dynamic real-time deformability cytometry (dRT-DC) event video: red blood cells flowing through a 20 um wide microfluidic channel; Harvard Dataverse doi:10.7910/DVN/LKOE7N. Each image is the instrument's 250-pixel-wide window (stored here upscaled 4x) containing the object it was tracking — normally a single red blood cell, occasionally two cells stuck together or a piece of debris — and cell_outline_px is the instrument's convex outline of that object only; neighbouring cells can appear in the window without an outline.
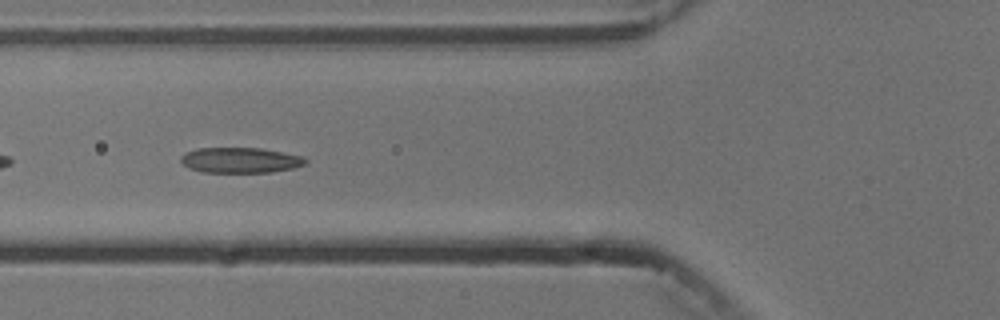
{"species": "common noctule bat (a hibernating species)", "species_latin": "Nyctalus noctula", "temperature_condition": "cold", "stored_images_in_passage": 9, "camera_frame_rate_fps": 3000, "um_per_image_px": 0.085, "animal": {"sex": "male", "body_mass_g": 13.3}, "frame": {"image": 1, "passage_image": 6, "time_ms": 6.0, "image_size_px": [1000, 320], "cell_outline_px": [[308, 160], [304, 164], [292, 168], [272, 172], [200, 172], [188, 168], [180, 160], [180, 156], [184, 152], [196, 148], [260, 148], [304, 156]], "centroid_in_image_um": [20.39, 13.61], "position_along_channel_um": 105.4, "area_um2": 18.55}}
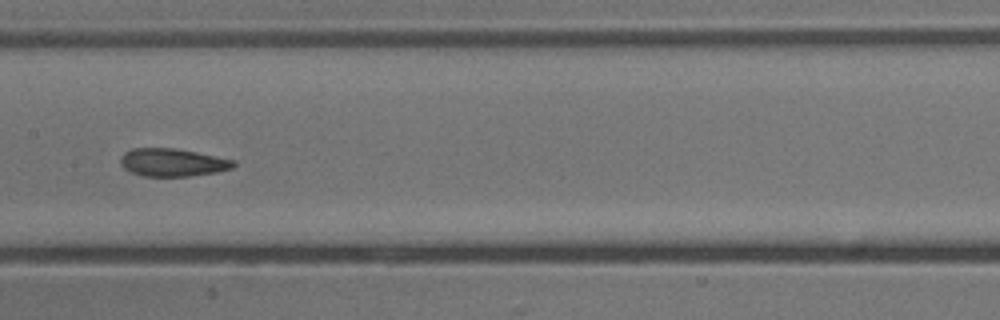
{"frame": {"image": 2, "passage_image": 8, "time_ms": 8.333, "image_size_px": [1000, 320], "cell_outline_px": [[236, 164], [232, 168], [216, 172], [188, 176], [144, 176], [132, 172], [124, 168], [120, 164], [120, 156], [124, 152], [132, 148], [172, 148], [196, 152], [236, 160]], "centroid_in_image_um": [14.65, 13.8], "position_along_channel_um": 192.7, "area_um2": 18.32}}
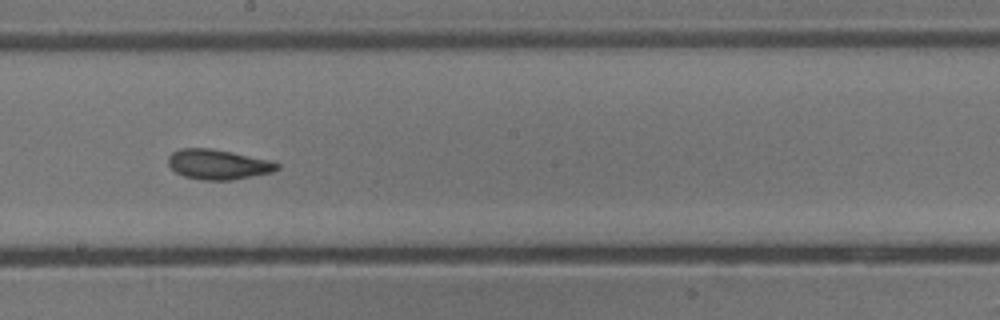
{"frame": {"image": 3, "passage_image": 9, "time_ms": 9.333, "image_size_px": [1000, 320], "cell_outline_px": [[280, 168], [272, 172], [232, 180], [204, 180], [184, 176], [176, 172], [168, 164], [168, 156], [172, 152], [180, 148], [212, 148], [272, 160], [280, 164]], "centroid_in_image_um": [18.56, 13.96], "position_along_channel_um": 229.6, "area_um2": 19.13}}